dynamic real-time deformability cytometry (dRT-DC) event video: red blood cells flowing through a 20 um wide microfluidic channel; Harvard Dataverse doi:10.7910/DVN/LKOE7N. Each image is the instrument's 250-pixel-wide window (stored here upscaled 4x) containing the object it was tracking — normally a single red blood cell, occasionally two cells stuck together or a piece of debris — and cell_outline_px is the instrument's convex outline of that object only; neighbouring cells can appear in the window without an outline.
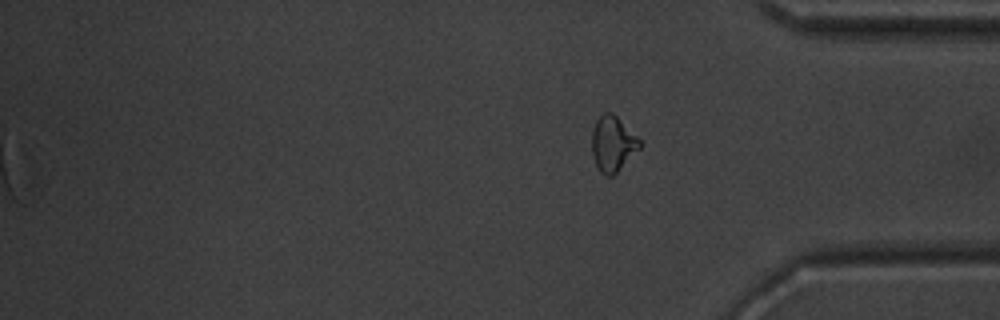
{"species": "common noctule bat (a hibernating species)", "species_latin": "Nyctalus noctula", "temperature_condition": "warm", "stored_images_in_passage": 54, "segment_of_instrument_passage": [2, 2], "camera_frame_rate_fps": 3000, "um_per_image_px": 0.085, "animal": {"sex": "male", "body_mass_g": 20.1, "forearm_length_mm": 53.5}, "frame": {"image": 1, "passage_image": 54, "time_ms": 17.667, "image_size_px": [1000, 320], "cell_outline_px": [[644, 144], [612, 176], [604, 176], [600, 172], [592, 156], [592, 132], [596, 120], [604, 112], [612, 112]], "centroid_in_image_um": [52.07, 12.23], "position_along_channel_um": 383.1, "area_um2": 15.26}}